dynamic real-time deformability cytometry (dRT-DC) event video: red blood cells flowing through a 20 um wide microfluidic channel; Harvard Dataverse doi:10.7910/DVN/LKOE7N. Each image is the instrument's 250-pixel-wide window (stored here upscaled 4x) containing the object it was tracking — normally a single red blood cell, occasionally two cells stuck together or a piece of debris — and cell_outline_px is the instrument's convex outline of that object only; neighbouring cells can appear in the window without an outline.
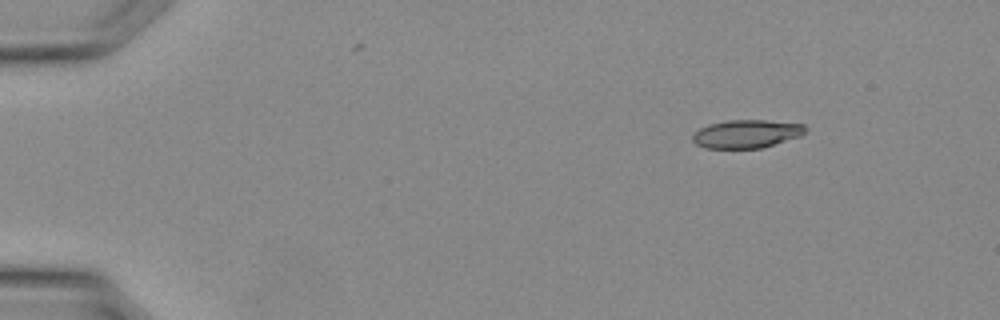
{"species": "Egyptian fruit bat (a non-hibernating species)", "species_latin": "Rousettus aegyptiacus", "temperature_condition": "warm", "stored_images_in_passage": 32, "camera_frame_rate_fps": 3000, "um_per_image_px": 0.085, "animal": {"sex": "female"}, "frame": {"image": 1, "passage_image": 1, "time_ms": 0.0, "image_size_px": [1000, 320], "cell_outline_px": [[808, 128], [800, 136], [760, 148], [704, 148], [696, 144], [692, 140], [692, 136], [700, 128], [708, 124], [728, 120], [764, 120], [804, 124]], "centroid_in_image_um": [63.44, 11.37], "position_along_channel_um": 21.6, "area_um2": 18.44}}
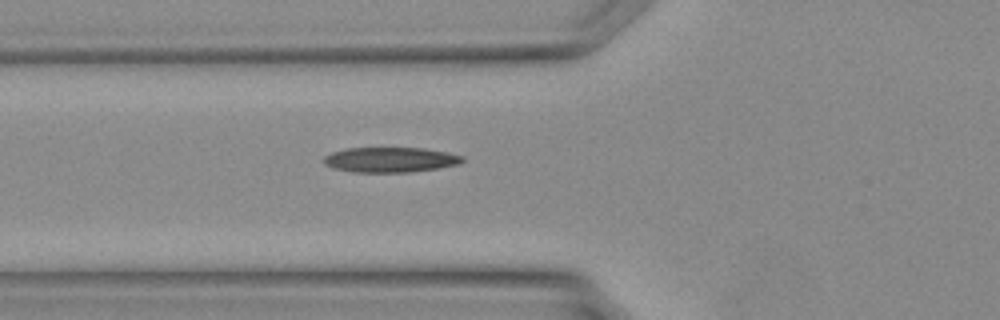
{"frame": {"image": 2, "passage_image": 10, "time_ms": 3.0, "image_size_px": [1000, 320], "cell_outline_px": [[464, 160], [460, 164], [436, 168], [408, 172], [352, 172], [332, 168], [324, 164], [324, 156], [332, 152], [348, 148], [424, 148], [464, 156]], "centroid_in_image_um": [33.15, 13.58], "position_along_channel_um": 92.7, "area_um2": 20.17}}
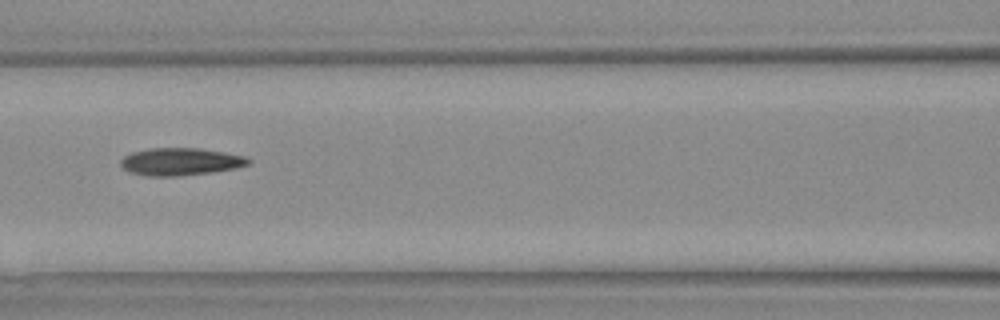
{"frame": {"image": 3, "passage_image": 13, "time_ms": 4.0, "image_size_px": [1000, 320], "cell_outline_px": [[252, 164], [236, 168], [212, 172], [180, 176], [148, 176], [128, 172], [120, 164], [120, 160], [124, 156], [132, 152], [152, 148], [200, 148], [224, 152], [244, 156], [252, 160]], "centroid_in_image_um": [15.36, 13.74], "position_along_channel_um": 151.2, "area_um2": 20.58}}